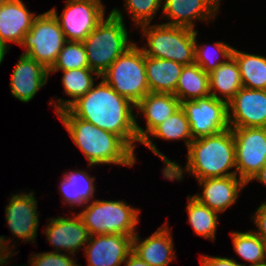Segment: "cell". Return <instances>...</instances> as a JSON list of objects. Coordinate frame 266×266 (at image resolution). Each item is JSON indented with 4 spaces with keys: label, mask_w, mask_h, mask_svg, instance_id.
I'll return each instance as SVG.
<instances>
[{
    "label": "cell",
    "mask_w": 266,
    "mask_h": 266,
    "mask_svg": "<svg viewBox=\"0 0 266 266\" xmlns=\"http://www.w3.org/2000/svg\"><path fill=\"white\" fill-rule=\"evenodd\" d=\"M67 109L77 118L118 135L133 151L138 141L135 106L103 78ZM134 109V110H133Z\"/></svg>",
    "instance_id": "obj_1"
},
{
    "label": "cell",
    "mask_w": 266,
    "mask_h": 266,
    "mask_svg": "<svg viewBox=\"0 0 266 266\" xmlns=\"http://www.w3.org/2000/svg\"><path fill=\"white\" fill-rule=\"evenodd\" d=\"M186 158L184 168L173 161L163 177L169 181H182L184 172L191 174L196 180L237 175L232 129L194 139L187 148ZM233 168L234 171H230Z\"/></svg>",
    "instance_id": "obj_2"
},
{
    "label": "cell",
    "mask_w": 266,
    "mask_h": 266,
    "mask_svg": "<svg viewBox=\"0 0 266 266\" xmlns=\"http://www.w3.org/2000/svg\"><path fill=\"white\" fill-rule=\"evenodd\" d=\"M57 116L88 160V167L106 164L132 167L135 164V151L118 135L75 117L68 109L60 111Z\"/></svg>",
    "instance_id": "obj_3"
},
{
    "label": "cell",
    "mask_w": 266,
    "mask_h": 266,
    "mask_svg": "<svg viewBox=\"0 0 266 266\" xmlns=\"http://www.w3.org/2000/svg\"><path fill=\"white\" fill-rule=\"evenodd\" d=\"M117 8L82 41L88 58L89 68L100 77L112 63L135 42L129 41V32L124 17Z\"/></svg>",
    "instance_id": "obj_4"
},
{
    "label": "cell",
    "mask_w": 266,
    "mask_h": 266,
    "mask_svg": "<svg viewBox=\"0 0 266 266\" xmlns=\"http://www.w3.org/2000/svg\"><path fill=\"white\" fill-rule=\"evenodd\" d=\"M145 56L173 60L181 65L195 63V30L165 24L140 26Z\"/></svg>",
    "instance_id": "obj_5"
},
{
    "label": "cell",
    "mask_w": 266,
    "mask_h": 266,
    "mask_svg": "<svg viewBox=\"0 0 266 266\" xmlns=\"http://www.w3.org/2000/svg\"><path fill=\"white\" fill-rule=\"evenodd\" d=\"M77 213L89 235L121 234L133 237L138 231L140 209L122 200H93Z\"/></svg>",
    "instance_id": "obj_6"
},
{
    "label": "cell",
    "mask_w": 266,
    "mask_h": 266,
    "mask_svg": "<svg viewBox=\"0 0 266 266\" xmlns=\"http://www.w3.org/2000/svg\"><path fill=\"white\" fill-rule=\"evenodd\" d=\"M101 78L134 105L150 92L146 78L145 54L136 43L120 55Z\"/></svg>",
    "instance_id": "obj_7"
},
{
    "label": "cell",
    "mask_w": 266,
    "mask_h": 266,
    "mask_svg": "<svg viewBox=\"0 0 266 266\" xmlns=\"http://www.w3.org/2000/svg\"><path fill=\"white\" fill-rule=\"evenodd\" d=\"M65 42L66 39L58 20L50 11H46L35 18L20 46L25 49L22 54L33 58L49 70Z\"/></svg>",
    "instance_id": "obj_8"
},
{
    "label": "cell",
    "mask_w": 266,
    "mask_h": 266,
    "mask_svg": "<svg viewBox=\"0 0 266 266\" xmlns=\"http://www.w3.org/2000/svg\"><path fill=\"white\" fill-rule=\"evenodd\" d=\"M60 16L57 8L49 11L58 20L66 41H83L104 19L105 5L102 0H66Z\"/></svg>",
    "instance_id": "obj_9"
},
{
    "label": "cell",
    "mask_w": 266,
    "mask_h": 266,
    "mask_svg": "<svg viewBox=\"0 0 266 266\" xmlns=\"http://www.w3.org/2000/svg\"><path fill=\"white\" fill-rule=\"evenodd\" d=\"M193 139L218 134L229 128L227 102L211 95L182 101Z\"/></svg>",
    "instance_id": "obj_10"
},
{
    "label": "cell",
    "mask_w": 266,
    "mask_h": 266,
    "mask_svg": "<svg viewBox=\"0 0 266 266\" xmlns=\"http://www.w3.org/2000/svg\"><path fill=\"white\" fill-rule=\"evenodd\" d=\"M235 141L236 173L246 184L266 163V128H231Z\"/></svg>",
    "instance_id": "obj_11"
},
{
    "label": "cell",
    "mask_w": 266,
    "mask_h": 266,
    "mask_svg": "<svg viewBox=\"0 0 266 266\" xmlns=\"http://www.w3.org/2000/svg\"><path fill=\"white\" fill-rule=\"evenodd\" d=\"M229 128H266V90L242 87L227 102Z\"/></svg>",
    "instance_id": "obj_12"
},
{
    "label": "cell",
    "mask_w": 266,
    "mask_h": 266,
    "mask_svg": "<svg viewBox=\"0 0 266 266\" xmlns=\"http://www.w3.org/2000/svg\"><path fill=\"white\" fill-rule=\"evenodd\" d=\"M37 199L33 191L29 193L12 194L9 203L5 206V220L9 230L18 240L36 243L39 224Z\"/></svg>",
    "instance_id": "obj_13"
},
{
    "label": "cell",
    "mask_w": 266,
    "mask_h": 266,
    "mask_svg": "<svg viewBox=\"0 0 266 266\" xmlns=\"http://www.w3.org/2000/svg\"><path fill=\"white\" fill-rule=\"evenodd\" d=\"M47 226L42 232L46 235L47 241L55 247L51 252H65L73 257L77 250L84 249L89 240V232L83 224L80 216L75 212L73 216L49 218ZM50 223V224H49ZM83 247V248H82Z\"/></svg>",
    "instance_id": "obj_14"
},
{
    "label": "cell",
    "mask_w": 266,
    "mask_h": 266,
    "mask_svg": "<svg viewBox=\"0 0 266 266\" xmlns=\"http://www.w3.org/2000/svg\"><path fill=\"white\" fill-rule=\"evenodd\" d=\"M83 251L87 266H120L132 251V237L121 234L90 236Z\"/></svg>",
    "instance_id": "obj_15"
},
{
    "label": "cell",
    "mask_w": 266,
    "mask_h": 266,
    "mask_svg": "<svg viewBox=\"0 0 266 266\" xmlns=\"http://www.w3.org/2000/svg\"><path fill=\"white\" fill-rule=\"evenodd\" d=\"M221 0H162L165 25L187 27L195 30V21L216 19ZM195 20V21H194Z\"/></svg>",
    "instance_id": "obj_16"
},
{
    "label": "cell",
    "mask_w": 266,
    "mask_h": 266,
    "mask_svg": "<svg viewBox=\"0 0 266 266\" xmlns=\"http://www.w3.org/2000/svg\"><path fill=\"white\" fill-rule=\"evenodd\" d=\"M202 190L192 195L211 210L223 213L237 202L239 192L247 185L237 175L197 180Z\"/></svg>",
    "instance_id": "obj_17"
},
{
    "label": "cell",
    "mask_w": 266,
    "mask_h": 266,
    "mask_svg": "<svg viewBox=\"0 0 266 266\" xmlns=\"http://www.w3.org/2000/svg\"><path fill=\"white\" fill-rule=\"evenodd\" d=\"M11 76V95L28 103L47 84L49 70L33 58L21 54Z\"/></svg>",
    "instance_id": "obj_18"
},
{
    "label": "cell",
    "mask_w": 266,
    "mask_h": 266,
    "mask_svg": "<svg viewBox=\"0 0 266 266\" xmlns=\"http://www.w3.org/2000/svg\"><path fill=\"white\" fill-rule=\"evenodd\" d=\"M167 222L151 236L141 240L138 232L132 237V251L150 266H168L175 259L171 230Z\"/></svg>",
    "instance_id": "obj_19"
},
{
    "label": "cell",
    "mask_w": 266,
    "mask_h": 266,
    "mask_svg": "<svg viewBox=\"0 0 266 266\" xmlns=\"http://www.w3.org/2000/svg\"><path fill=\"white\" fill-rule=\"evenodd\" d=\"M181 107L180 100L174 94L149 92L135 106L146 120V129L138 125L136 114L135 130L139 143L160 123L164 122Z\"/></svg>",
    "instance_id": "obj_20"
},
{
    "label": "cell",
    "mask_w": 266,
    "mask_h": 266,
    "mask_svg": "<svg viewBox=\"0 0 266 266\" xmlns=\"http://www.w3.org/2000/svg\"><path fill=\"white\" fill-rule=\"evenodd\" d=\"M165 139L167 141L183 140L186 148L194 140L191 136V129L188 119L180 107L164 122L157 125L140 143L145 145L154 155L158 156L164 163L162 173H164L172 164L168 157H166L160 150H158L153 139Z\"/></svg>",
    "instance_id": "obj_21"
},
{
    "label": "cell",
    "mask_w": 266,
    "mask_h": 266,
    "mask_svg": "<svg viewBox=\"0 0 266 266\" xmlns=\"http://www.w3.org/2000/svg\"><path fill=\"white\" fill-rule=\"evenodd\" d=\"M38 15L30 12L22 0H10L0 6V37L8 42L20 45L24 35L31 29Z\"/></svg>",
    "instance_id": "obj_22"
},
{
    "label": "cell",
    "mask_w": 266,
    "mask_h": 266,
    "mask_svg": "<svg viewBox=\"0 0 266 266\" xmlns=\"http://www.w3.org/2000/svg\"><path fill=\"white\" fill-rule=\"evenodd\" d=\"M183 65L173 60L145 56L146 78L150 92L174 94Z\"/></svg>",
    "instance_id": "obj_23"
},
{
    "label": "cell",
    "mask_w": 266,
    "mask_h": 266,
    "mask_svg": "<svg viewBox=\"0 0 266 266\" xmlns=\"http://www.w3.org/2000/svg\"><path fill=\"white\" fill-rule=\"evenodd\" d=\"M86 170H71L65 172L59 184L62 203L75 207L85 206L94 199L95 179Z\"/></svg>",
    "instance_id": "obj_24"
},
{
    "label": "cell",
    "mask_w": 266,
    "mask_h": 266,
    "mask_svg": "<svg viewBox=\"0 0 266 266\" xmlns=\"http://www.w3.org/2000/svg\"><path fill=\"white\" fill-rule=\"evenodd\" d=\"M62 84L64 86V93L72 99H61L57 101H50L49 104L54 106L56 113L67 109L78 98L84 96L95 84L93 75L96 79L101 78L96 72L90 68H79L62 71Z\"/></svg>",
    "instance_id": "obj_25"
},
{
    "label": "cell",
    "mask_w": 266,
    "mask_h": 266,
    "mask_svg": "<svg viewBox=\"0 0 266 266\" xmlns=\"http://www.w3.org/2000/svg\"><path fill=\"white\" fill-rule=\"evenodd\" d=\"M209 85L210 95L226 102H229L243 87L240 71L233 57L209 74Z\"/></svg>",
    "instance_id": "obj_26"
},
{
    "label": "cell",
    "mask_w": 266,
    "mask_h": 266,
    "mask_svg": "<svg viewBox=\"0 0 266 266\" xmlns=\"http://www.w3.org/2000/svg\"><path fill=\"white\" fill-rule=\"evenodd\" d=\"M174 95L180 102L209 96V74L196 63L184 65Z\"/></svg>",
    "instance_id": "obj_27"
},
{
    "label": "cell",
    "mask_w": 266,
    "mask_h": 266,
    "mask_svg": "<svg viewBox=\"0 0 266 266\" xmlns=\"http://www.w3.org/2000/svg\"><path fill=\"white\" fill-rule=\"evenodd\" d=\"M232 57L238 65L242 85L248 89L266 90V57L233 48Z\"/></svg>",
    "instance_id": "obj_28"
},
{
    "label": "cell",
    "mask_w": 266,
    "mask_h": 266,
    "mask_svg": "<svg viewBox=\"0 0 266 266\" xmlns=\"http://www.w3.org/2000/svg\"><path fill=\"white\" fill-rule=\"evenodd\" d=\"M187 199V219L193 228L194 234L214 242L218 221L220 219L218 217L219 213L200 203L193 196L188 195Z\"/></svg>",
    "instance_id": "obj_29"
},
{
    "label": "cell",
    "mask_w": 266,
    "mask_h": 266,
    "mask_svg": "<svg viewBox=\"0 0 266 266\" xmlns=\"http://www.w3.org/2000/svg\"><path fill=\"white\" fill-rule=\"evenodd\" d=\"M233 248L242 260L249 262L248 266L265 263L266 243L252 230L247 232H230Z\"/></svg>",
    "instance_id": "obj_30"
},
{
    "label": "cell",
    "mask_w": 266,
    "mask_h": 266,
    "mask_svg": "<svg viewBox=\"0 0 266 266\" xmlns=\"http://www.w3.org/2000/svg\"><path fill=\"white\" fill-rule=\"evenodd\" d=\"M198 31L195 30V63L198 64L206 73L210 74L222 63L232 57L233 48L225 42H215L214 45H203L198 43ZM212 49H211V48ZM222 57V60H221Z\"/></svg>",
    "instance_id": "obj_31"
},
{
    "label": "cell",
    "mask_w": 266,
    "mask_h": 266,
    "mask_svg": "<svg viewBox=\"0 0 266 266\" xmlns=\"http://www.w3.org/2000/svg\"><path fill=\"white\" fill-rule=\"evenodd\" d=\"M89 68L88 58L83 42L66 41L63 49L49 69V74L70 69Z\"/></svg>",
    "instance_id": "obj_32"
},
{
    "label": "cell",
    "mask_w": 266,
    "mask_h": 266,
    "mask_svg": "<svg viewBox=\"0 0 266 266\" xmlns=\"http://www.w3.org/2000/svg\"><path fill=\"white\" fill-rule=\"evenodd\" d=\"M162 0H125V11L131 16V21L136 27L150 24L156 17L159 8H162Z\"/></svg>",
    "instance_id": "obj_33"
},
{
    "label": "cell",
    "mask_w": 266,
    "mask_h": 266,
    "mask_svg": "<svg viewBox=\"0 0 266 266\" xmlns=\"http://www.w3.org/2000/svg\"><path fill=\"white\" fill-rule=\"evenodd\" d=\"M70 254L46 251L31 254L28 261L30 266H80L73 260Z\"/></svg>",
    "instance_id": "obj_34"
},
{
    "label": "cell",
    "mask_w": 266,
    "mask_h": 266,
    "mask_svg": "<svg viewBox=\"0 0 266 266\" xmlns=\"http://www.w3.org/2000/svg\"><path fill=\"white\" fill-rule=\"evenodd\" d=\"M252 219L257 227L256 230H252L266 243V201L263 202L254 213H252Z\"/></svg>",
    "instance_id": "obj_35"
},
{
    "label": "cell",
    "mask_w": 266,
    "mask_h": 266,
    "mask_svg": "<svg viewBox=\"0 0 266 266\" xmlns=\"http://www.w3.org/2000/svg\"><path fill=\"white\" fill-rule=\"evenodd\" d=\"M201 266H246L237 260L227 257L202 255L200 258Z\"/></svg>",
    "instance_id": "obj_36"
},
{
    "label": "cell",
    "mask_w": 266,
    "mask_h": 266,
    "mask_svg": "<svg viewBox=\"0 0 266 266\" xmlns=\"http://www.w3.org/2000/svg\"><path fill=\"white\" fill-rule=\"evenodd\" d=\"M13 240L7 239L6 236H0V266H4L12 255L17 254L18 250L16 252L13 249L10 250L11 247L13 248V245L10 244Z\"/></svg>",
    "instance_id": "obj_37"
},
{
    "label": "cell",
    "mask_w": 266,
    "mask_h": 266,
    "mask_svg": "<svg viewBox=\"0 0 266 266\" xmlns=\"http://www.w3.org/2000/svg\"><path fill=\"white\" fill-rule=\"evenodd\" d=\"M125 266H150L148 263L143 261L138 255L131 251L126 260L124 261Z\"/></svg>",
    "instance_id": "obj_38"
},
{
    "label": "cell",
    "mask_w": 266,
    "mask_h": 266,
    "mask_svg": "<svg viewBox=\"0 0 266 266\" xmlns=\"http://www.w3.org/2000/svg\"><path fill=\"white\" fill-rule=\"evenodd\" d=\"M258 180L260 183L264 184L266 186V163L263 165V167L251 178L249 182L252 180Z\"/></svg>",
    "instance_id": "obj_39"
},
{
    "label": "cell",
    "mask_w": 266,
    "mask_h": 266,
    "mask_svg": "<svg viewBox=\"0 0 266 266\" xmlns=\"http://www.w3.org/2000/svg\"><path fill=\"white\" fill-rule=\"evenodd\" d=\"M8 49H10V47L7 46V44L0 37V64L2 63L7 52L9 51Z\"/></svg>",
    "instance_id": "obj_40"
},
{
    "label": "cell",
    "mask_w": 266,
    "mask_h": 266,
    "mask_svg": "<svg viewBox=\"0 0 266 266\" xmlns=\"http://www.w3.org/2000/svg\"><path fill=\"white\" fill-rule=\"evenodd\" d=\"M10 0H0V6L5 4L6 2H9Z\"/></svg>",
    "instance_id": "obj_41"
},
{
    "label": "cell",
    "mask_w": 266,
    "mask_h": 266,
    "mask_svg": "<svg viewBox=\"0 0 266 266\" xmlns=\"http://www.w3.org/2000/svg\"><path fill=\"white\" fill-rule=\"evenodd\" d=\"M254 266H266V264H265V263H263V264L254 265Z\"/></svg>",
    "instance_id": "obj_42"
}]
</instances>
